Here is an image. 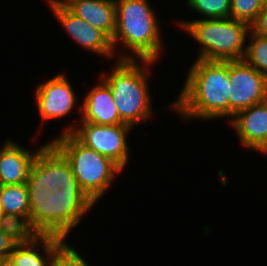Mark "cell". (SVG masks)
<instances>
[{"label": "cell", "instance_id": "6da1fadb", "mask_svg": "<svg viewBox=\"0 0 267 266\" xmlns=\"http://www.w3.org/2000/svg\"><path fill=\"white\" fill-rule=\"evenodd\" d=\"M194 60L169 110L187 121L229 118V61Z\"/></svg>", "mask_w": 267, "mask_h": 266}, {"label": "cell", "instance_id": "7a4b0ae2", "mask_svg": "<svg viewBox=\"0 0 267 266\" xmlns=\"http://www.w3.org/2000/svg\"><path fill=\"white\" fill-rule=\"evenodd\" d=\"M115 4L116 30L112 45L117 59L158 62L165 49L158 10L155 12L148 0H115ZM119 44L130 53L118 50Z\"/></svg>", "mask_w": 267, "mask_h": 266}, {"label": "cell", "instance_id": "3957f363", "mask_svg": "<svg viewBox=\"0 0 267 266\" xmlns=\"http://www.w3.org/2000/svg\"><path fill=\"white\" fill-rule=\"evenodd\" d=\"M28 192L29 219L39 235L68 240L70 232L82 223L83 216L95 206L80 187L52 190L28 188Z\"/></svg>", "mask_w": 267, "mask_h": 266}, {"label": "cell", "instance_id": "277c9868", "mask_svg": "<svg viewBox=\"0 0 267 266\" xmlns=\"http://www.w3.org/2000/svg\"><path fill=\"white\" fill-rule=\"evenodd\" d=\"M155 64L151 60L117 59L111 72L99 74L112 91L121 122L133 129L137 124L149 122L154 115L149 74Z\"/></svg>", "mask_w": 267, "mask_h": 266}, {"label": "cell", "instance_id": "5b68a950", "mask_svg": "<svg viewBox=\"0 0 267 266\" xmlns=\"http://www.w3.org/2000/svg\"><path fill=\"white\" fill-rule=\"evenodd\" d=\"M50 143L66 158L81 190L96 205L123 170L110 158L82 144L72 133H60Z\"/></svg>", "mask_w": 267, "mask_h": 266}, {"label": "cell", "instance_id": "8992f818", "mask_svg": "<svg viewBox=\"0 0 267 266\" xmlns=\"http://www.w3.org/2000/svg\"><path fill=\"white\" fill-rule=\"evenodd\" d=\"M180 30L199 44L196 59L208 61L243 60L250 26L232 18L184 20Z\"/></svg>", "mask_w": 267, "mask_h": 266}, {"label": "cell", "instance_id": "52a82bcc", "mask_svg": "<svg viewBox=\"0 0 267 266\" xmlns=\"http://www.w3.org/2000/svg\"><path fill=\"white\" fill-rule=\"evenodd\" d=\"M61 132L72 133L82 144L110 158L123 171L128 166L130 146L127 138L133 130L126 124L97 125L91 122L67 124ZM130 133V134H129Z\"/></svg>", "mask_w": 267, "mask_h": 266}, {"label": "cell", "instance_id": "ba28073f", "mask_svg": "<svg viewBox=\"0 0 267 266\" xmlns=\"http://www.w3.org/2000/svg\"><path fill=\"white\" fill-rule=\"evenodd\" d=\"M229 121L238 112L266 101L267 78L244 60L229 61Z\"/></svg>", "mask_w": 267, "mask_h": 266}, {"label": "cell", "instance_id": "9c48e42d", "mask_svg": "<svg viewBox=\"0 0 267 266\" xmlns=\"http://www.w3.org/2000/svg\"><path fill=\"white\" fill-rule=\"evenodd\" d=\"M27 187L52 190L80 186L66 158L46 142L32 162Z\"/></svg>", "mask_w": 267, "mask_h": 266}, {"label": "cell", "instance_id": "30bf717a", "mask_svg": "<svg viewBox=\"0 0 267 266\" xmlns=\"http://www.w3.org/2000/svg\"><path fill=\"white\" fill-rule=\"evenodd\" d=\"M67 74L60 73L36 86L34 91L36 107L42 124L50 120L63 119L74 113L75 107L81 117V106L77 101L78 94L69 82ZM78 104V105H77Z\"/></svg>", "mask_w": 267, "mask_h": 266}, {"label": "cell", "instance_id": "8fae6325", "mask_svg": "<svg viewBox=\"0 0 267 266\" xmlns=\"http://www.w3.org/2000/svg\"><path fill=\"white\" fill-rule=\"evenodd\" d=\"M52 11V15L57 18L58 23L61 24L68 36L74 41L75 44L80 45L88 52L95 53L96 55L105 57L106 60L114 59L117 57L112 39L99 28L92 26L85 22L80 17L72 13L66 6L49 5L47 6Z\"/></svg>", "mask_w": 267, "mask_h": 266}, {"label": "cell", "instance_id": "7c38bea8", "mask_svg": "<svg viewBox=\"0 0 267 266\" xmlns=\"http://www.w3.org/2000/svg\"><path fill=\"white\" fill-rule=\"evenodd\" d=\"M241 146L261 153L267 147V102L252 105L228 121Z\"/></svg>", "mask_w": 267, "mask_h": 266}, {"label": "cell", "instance_id": "4fadbf2b", "mask_svg": "<svg viewBox=\"0 0 267 266\" xmlns=\"http://www.w3.org/2000/svg\"><path fill=\"white\" fill-rule=\"evenodd\" d=\"M28 150L27 146L17 144L14 139H6L0 146V185H19L27 183L32 162L44 146Z\"/></svg>", "mask_w": 267, "mask_h": 266}, {"label": "cell", "instance_id": "5bb4252c", "mask_svg": "<svg viewBox=\"0 0 267 266\" xmlns=\"http://www.w3.org/2000/svg\"><path fill=\"white\" fill-rule=\"evenodd\" d=\"M99 80L81 99L83 101L79 122H91L97 125L123 124L110 87L101 78Z\"/></svg>", "mask_w": 267, "mask_h": 266}, {"label": "cell", "instance_id": "9a60e30c", "mask_svg": "<svg viewBox=\"0 0 267 266\" xmlns=\"http://www.w3.org/2000/svg\"><path fill=\"white\" fill-rule=\"evenodd\" d=\"M66 7L113 39L116 30L115 0H72Z\"/></svg>", "mask_w": 267, "mask_h": 266}, {"label": "cell", "instance_id": "2e32d148", "mask_svg": "<svg viewBox=\"0 0 267 266\" xmlns=\"http://www.w3.org/2000/svg\"><path fill=\"white\" fill-rule=\"evenodd\" d=\"M63 241L56 236L38 235L33 241L17 244L9 258L17 266H53L56 250Z\"/></svg>", "mask_w": 267, "mask_h": 266}, {"label": "cell", "instance_id": "e0dca14e", "mask_svg": "<svg viewBox=\"0 0 267 266\" xmlns=\"http://www.w3.org/2000/svg\"><path fill=\"white\" fill-rule=\"evenodd\" d=\"M0 204L4 214H15L29 218L30 203L27 183L0 185Z\"/></svg>", "mask_w": 267, "mask_h": 266}, {"label": "cell", "instance_id": "ac0fdd59", "mask_svg": "<svg viewBox=\"0 0 267 266\" xmlns=\"http://www.w3.org/2000/svg\"><path fill=\"white\" fill-rule=\"evenodd\" d=\"M0 229L17 244H26L39 235L28 217L15 214H4L0 218Z\"/></svg>", "mask_w": 267, "mask_h": 266}, {"label": "cell", "instance_id": "d6986e66", "mask_svg": "<svg viewBox=\"0 0 267 266\" xmlns=\"http://www.w3.org/2000/svg\"><path fill=\"white\" fill-rule=\"evenodd\" d=\"M247 43L243 60L267 78V37L250 29Z\"/></svg>", "mask_w": 267, "mask_h": 266}, {"label": "cell", "instance_id": "ffe728a7", "mask_svg": "<svg viewBox=\"0 0 267 266\" xmlns=\"http://www.w3.org/2000/svg\"><path fill=\"white\" fill-rule=\"evenodd\" d=\"M186 4L203 19L230 18L231 0H187Z\"/></svg>", "mask_w": 267, "mask_h": 266}, {"label": "cell", "instance_id": "44dd1931", "mask_svg": "<svg viewBox=\"0 0 267 266\" xmlns=\"http://www.w3.org/2000/svg\"><path fill=\"white\" fill-rule=\"evenodd\" d=\"M263 7L261 0H231L230 18L251 26Z\"/></svg>", "mask_w": 267, "mask_h": 266}, {"label": "cell", "instance_id": "7402d4cb", "mask_svg": "<svg viewBox=\"0 0 267 266\" xmlns=\"http://www.w3.org/2000/svg\"><path fill=\"white\" fill-rule=\"evenodd\" d=\"M67 242V240H64L58 246L54 264L56 266H91L88 261H86L83 256L78 253V250L74 249V247Z\"/></svg>", "mask_w": 267, "mask_h": 266}, {"label": "cell", "instance_id": "603a6c76", "mask_svg": "<svg viewBox=\"0 0 267 266\" xmlns=\"http://www.w3.org/2000/svg\"><path fill=\"white\" fill-rule=\"evenodd\" d=\"M250 29L258 35L267 37V5L263 7Z\"/></svg>", "mask_w": 267, "mask_h": 266}, {"label": "cell", "instance_id": "cb8c5ba5", "mask_svg": "<svg viewBox=\"0 0 267 266\" xmlns=\"http://www.w3.org/2000/svg\"><path fill=\"white\" fill-rule=\"evenodd\" d=\"M16 245L17 243L0 229V261L9 258Z\"/></svg>", "mask_w": 267, "mask_h": 266}, {"label": "cell", "instance_id": "d4e9b609", "mask_svg": "<svg viewBox=\"0 0 267 266\" xmlns=\"http://www.w3.org/2000/svg\"><path fill=\"white\" fill-rule=\"evenodd\" d=\"M72 0H45L47 5L66 6Z\"/></svg>", "mask_w": 267, "mask_h": 266}, {"label": "cell", "instance_id": "484cf974", "mask_svg": "<svg viewBox=\"0 0 267 266\" xmlns=\"http://www.w3.org/2000/svg\"><path fill=\"white\" fill-rule=\"evenodd\" d=\"M0 266H17L10 258L0 261Z\"/></svg>", "mask_w": 267, "mask_h": 266}, {"label": "cell", "instance_id": "4316f807", "mask_svg": "<svg viewBox=\"0 0 267 266\" xmlns=\"http://www.w3.org/2000/svg\"><path fill=\"white\" fill-rule=\"evenodd\" d=\"M3 215H4V213H3V210H2V206H1V204H0V218H1Z\"/></svg>", "mask_w": 267, "mask_h": 266}, {"label": "cell", "instance_id": "83f0119b", "mask_svg": "<svg viewBox=\"0 0 267 266\" xmlns=\"http://www.w3.org/2000/svg\"><path fill=\"white\" fill-rule=\"evenodd\" d=\"M261 154L267 155V147L261 152Z\"/></svg>", "mask_w": 267, "mask_h": 266}, {"label": "cell", "instance_id": "f1b7e54d", "mask_svg": "<svg viewBox=\"0 0 267 266\" xmlns=\"http://www.w3.org/2000/svg\"><path fill=\"white\" fill-rule=\"evenodd\" d=\"M261 1H262L263 6L267 5V0H261Z\"/></svg>", "mask_w": 267, "mask_h": 266}]
</instances>
